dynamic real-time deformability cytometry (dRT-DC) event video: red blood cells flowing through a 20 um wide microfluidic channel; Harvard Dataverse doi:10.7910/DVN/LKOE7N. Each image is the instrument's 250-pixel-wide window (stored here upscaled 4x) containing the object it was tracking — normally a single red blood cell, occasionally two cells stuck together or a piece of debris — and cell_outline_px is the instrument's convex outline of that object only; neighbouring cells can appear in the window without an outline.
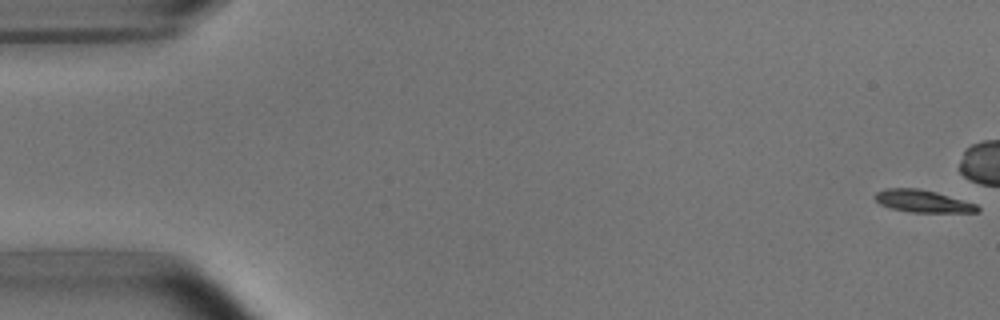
{"species": "common noctule bat (a hibernating species)", "species_latin": "Nyctalus noctula", "temperature_condition": "room temperature", "stored_images_in_passage": 8, "camera_frame_rate_fps": 3000, "um_per_image_px": 0.085, "animal": {"sex": "male", "body_mass_g": 15.6}, "frame": {"image": 1, "passage_image": 1, "time_ms": 0.0, "image_size_px": [1000, 320], "cell_outline_px": [[980, 212], [912, 212], [892, 208], [880, 204], [876, 200], [876, 192], [888, 188], [916, 188], [936, 192], [976, 204], [980, 208]], "centroid_in_image_um": [78.45, 17.1], "position_along_channel_um": 6.5, "area_um2": 13.06}}